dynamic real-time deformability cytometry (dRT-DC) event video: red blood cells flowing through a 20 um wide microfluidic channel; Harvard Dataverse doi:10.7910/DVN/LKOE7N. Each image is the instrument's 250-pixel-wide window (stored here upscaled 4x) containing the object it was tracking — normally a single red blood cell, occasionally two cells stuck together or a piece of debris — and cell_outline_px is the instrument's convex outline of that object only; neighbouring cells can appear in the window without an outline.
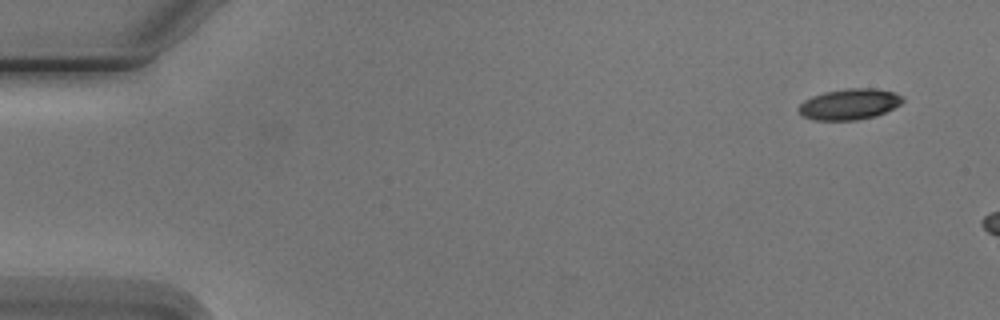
{"species": "Egyptian fruit bat (a non-hibernating species)", "species_latin": "Rousettus aegyptiacus", "temperature_condition": "cold", "stored_images_in_passage": 3, "camera_frame_rate_fps": 3000, "um_per_image_px": 0.085, "animal": {"sex": "male"}, "frame": {"image": 1, "passage_image": 1, "time_ms": 0.0, "image_size_px": [1000, 320], "cell_outline_px": [[904, 100], [900, 104], [876, 116], [856, 120], [816, 120], [804, 116], [800, 112], [800, 104], [804, 100], [812, 96], [824, 92], [844, 88], [872, 88], [892, 92], [900, 96]], "centroid_in_image_um": [72.19, 8.85], "position_along_channel_um": 12.8, "area_um2": 18.44}}